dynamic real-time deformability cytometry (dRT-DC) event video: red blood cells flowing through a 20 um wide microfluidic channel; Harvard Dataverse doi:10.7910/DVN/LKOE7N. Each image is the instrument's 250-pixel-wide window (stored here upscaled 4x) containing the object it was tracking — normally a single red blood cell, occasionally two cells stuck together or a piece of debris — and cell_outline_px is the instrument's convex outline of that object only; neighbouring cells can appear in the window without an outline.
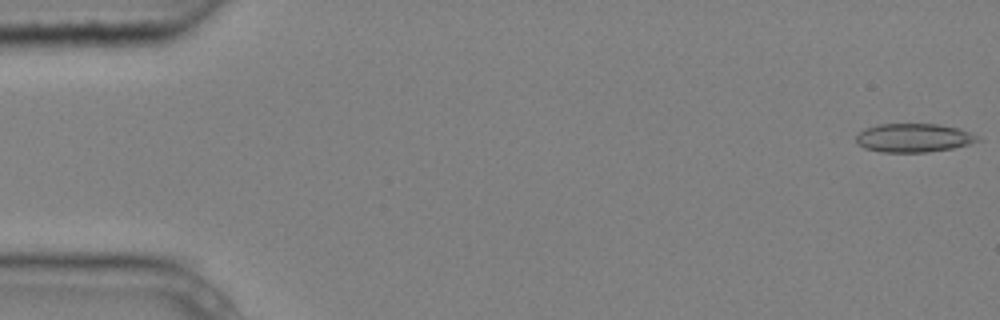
{"species": "common noctule bat (a hibernating species)", "species_latin": "Nyctalus noctula", "temperature_condition": "cold", "stored_images_in_passage": 7, "camera_frame_rate_fps": 3000, "um_per_image_px": 0.085, "animal": {"sex": "male", "body_mass_g": 20.4}, "frame": {"image": 1, "passage_image": 1, "time_ms": 0.0, "image_size_px": [1000, 320], "cell_outline_px": [[984, 140], [952, 148], [928, 152], [880, 152], [864, 148], [856, 140], [856, 136], [864, 128], [876, 124], [936, 124], [960, 128], [980, 136]], "centroid_in_image_um": [77.7, 11.71], "position_along_channel_um": 7.3, "area_um2": 20.46}}
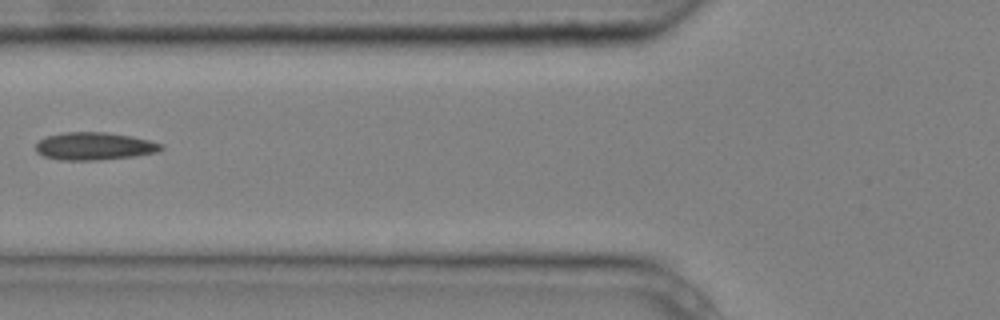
{"frame": {"image": 2, "passage_image": 6, "time_ms": 1.667, "image_size_px": [1000, 320], "cell_outline_px": [[164, 148], [156, 152], [136, 156], [100, 160], [60, 160], [44, 156], [36, 152], [36, 144], [40, 140], [48, 136], [64, 132], [104, 132], [132, 136], [164, 144]], "centroid_in_image_um": [8.04, 12.43], "position_along_channel_um": 117.8, "area_um2": 20.23}}
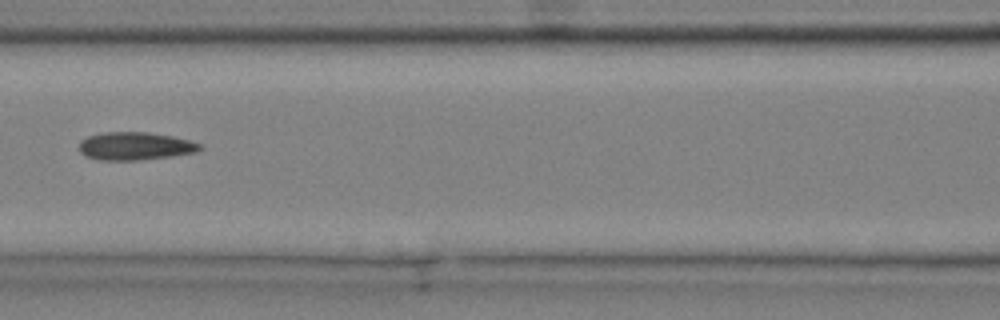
{"frame": {"image": 3, "passage_image": 7, "time_ms": 2.0, "image_size_px": [1000, 320], "cell_outline_px": [[204, 148], [196, 152], [172, 156], [136, 160], [100, 160], [84, 156], [80, 152], [80, 140], [88, 136], [104, 132], [148, 132], [172, 136], [204, 144]], "centroid_in_image_um": [11.5, 12.41], "position_along_channel_um": 155.1, "area_um2": 19.77}}